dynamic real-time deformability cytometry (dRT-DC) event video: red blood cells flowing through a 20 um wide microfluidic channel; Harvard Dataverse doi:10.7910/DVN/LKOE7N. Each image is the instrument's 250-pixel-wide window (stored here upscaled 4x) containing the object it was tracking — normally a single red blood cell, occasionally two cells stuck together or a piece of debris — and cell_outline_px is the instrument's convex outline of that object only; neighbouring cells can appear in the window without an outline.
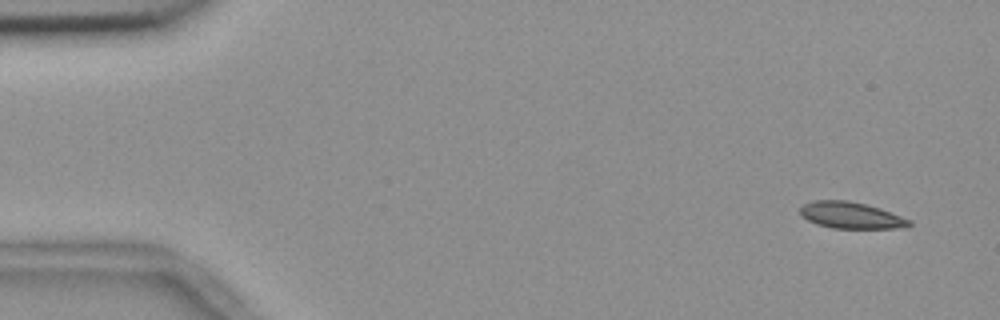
{"species": "common noctule bat (a hibernating species)", "species_latin": "Nyctalus noctula", "temperature_condition": "room temperature", "stored_images_in_passage": 5, "camera_frame_rate_fps": 3000, "um_per_image_px": 0.085, "animal": {"sex": "female", "body_mass_g": 18.4}, "frame": {"image": 1, "passage_image": 1, "time_ms": 0.0, "image_size_px": [1000, 320], "cell_outline_px": [[912, 224], [908, 228], [832, 228], [816, 224], [800, 216], [800, 208], [804, 204], [812, 200], [848, 200], [880, 208], [912, 220]], "centroid_in_image_um": [72.34, 18.3], "position_along_channel_um": 12.7, "area_um2": 16.99}}
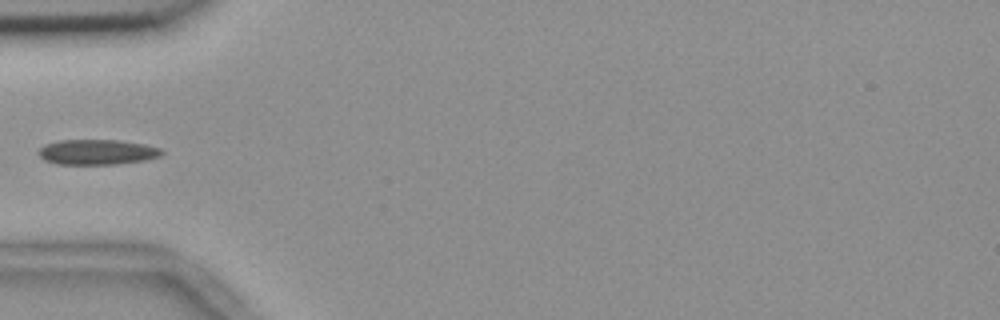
{"frame": {"image": 2, "passage_image": 5, "time_ms": 1.333, "image_size_px": [1000, 320], "cell_outline_px": [[164, 152], [160, 156], [148, 160], [116, 164], [56, 164], [44, 160], [36, 152], [44, 144], [60, 140], [120, 140], [144, 144], [160, 148]], "centroid_in_image_um": [8.25, 12.92], "position_along_channel_um": 76.8, "area_um2": 18.26}}